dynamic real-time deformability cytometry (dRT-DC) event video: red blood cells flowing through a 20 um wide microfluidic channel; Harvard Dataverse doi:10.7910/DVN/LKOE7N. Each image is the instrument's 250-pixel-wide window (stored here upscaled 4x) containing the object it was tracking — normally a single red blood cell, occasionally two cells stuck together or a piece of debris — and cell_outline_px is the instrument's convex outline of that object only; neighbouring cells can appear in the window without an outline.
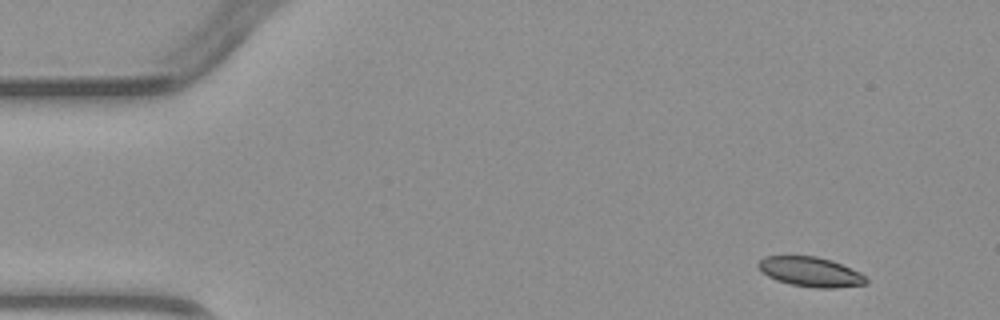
{"species": "common noctule bat (a hibernating species)", "species_latin": "Nyctalus noctula", "temperature_condition": "warm", "stored_images_in_passage": 4, "camera_frame_rate_fps": 3000, "um_per_image_px": 0.085, "animal": {"sex": "male", "body_mass_g": 23.1, "forearm_length_mm": 52.7}, "frame": {"image": 1, "passage_image": 1, "time_ms": 0.0, "image_size_px": [1000, 320], "cell_outline_px": [[868, 284], [836, 288], [816, 288], [792, 284], [776, 280], [760, 272], [756, 264], [764, 256], [816, 256], [832, 260], [860, 272], [868, 280]], "centroid_in_image_um": [68.89, 23.1], "position_along_channel_um": 16.1, "area_um2": 18.79}}
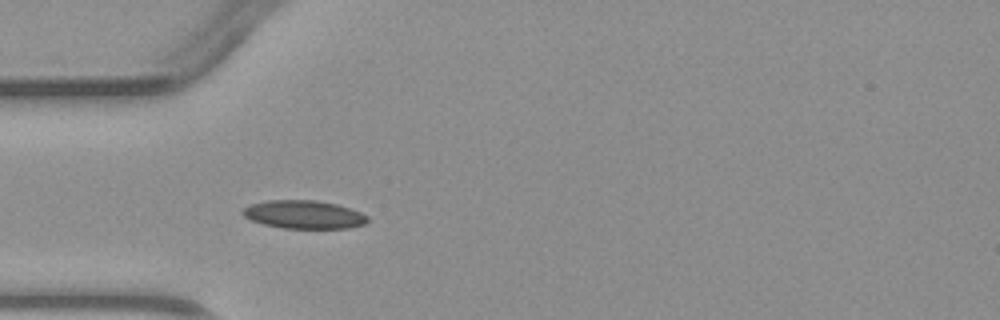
{"frame": {"image": 2, "passage_image": 4, "time_ms": 3.333, "image_size_px": [1000, 320], "cell_outline_px": [[368, 220], [364, 224], [348, 228], [280, 228], [264, 224], [252, 220], [244, 216], [240, 212], [244, 208], [252, 204], [268, 200], [316, 200], [336, 204], [360, 212], [368, 216]], "centroid_in_image_um": [25.82, 18.23], "position_along_channel_um": 59.2, "area_um2": 20.4}}